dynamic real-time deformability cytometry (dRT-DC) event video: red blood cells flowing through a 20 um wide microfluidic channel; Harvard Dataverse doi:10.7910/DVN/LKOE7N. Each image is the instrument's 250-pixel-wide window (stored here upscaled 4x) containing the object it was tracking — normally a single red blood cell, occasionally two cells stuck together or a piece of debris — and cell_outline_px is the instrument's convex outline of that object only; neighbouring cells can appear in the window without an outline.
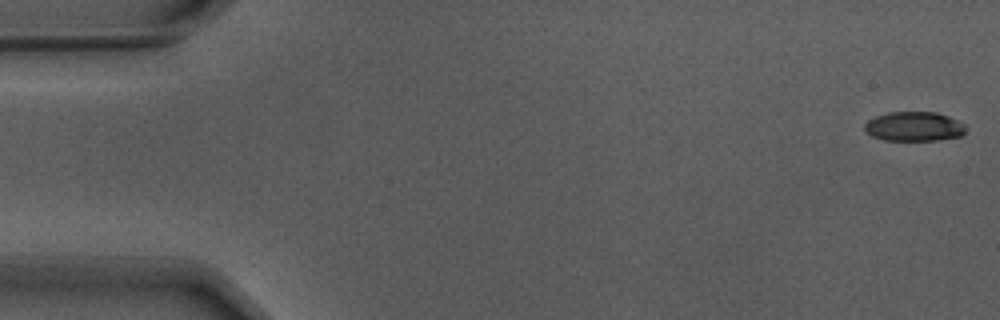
{"species": "Egyptian fruit bat (a non-hibernating species)", "species_latin": "Rousettus aegyptiacus", "temperature_condition": "warm", "stored_images_in_passage": 55, "camera_frame_rate_fps": 3000, "um_per_image_px": 0.085, "animal": {"sex": "male"}, "frame": {"image": 1, "passage_image": 1, "time_ms": 0.0, "image_size_px": [1000, 320], "cell_outline_px": [[968, 128], [960, 136], [936, 140], [884, 140], [872, 136], [864, 128], [864, 124], [868, 120], [876, 116], [888, 112], [936, 112], [948, 116], [964, 124]], "centroid_in_image_um": [77.7, 10.74], "position_along_channel_um": 7.3, "area_um2": 17.28}}
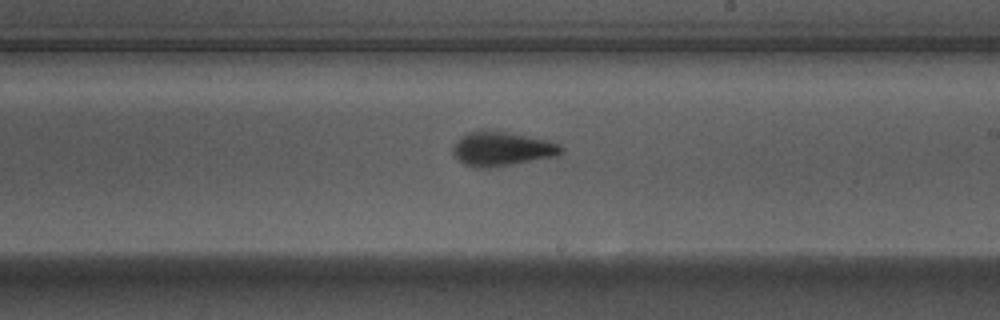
{"frame": {"image": 2, "passage_image": 32, "time_ms": 10.333, "image_size_px": [1000, 320], "cell_outline_px": [[564, 152], [560, 156], [512, 164], [484, 168], [476, 168], [464, 164], [452, 152], [452, 148], [456, 140], [460, 136], [468, 132], [480, 128], [504, 132], [548, 140], [560, 144], [564, 148]], "centroid_in_image_um": [42.67, 12.64], "position_along_channel_um": 246.3, "area_um2": 21.85}}
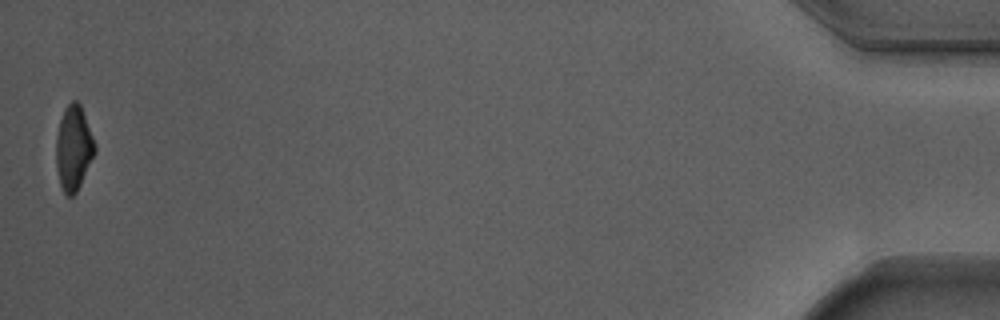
{"frame": {"image": 3, "passage_image": 55, "time_ms": 18.0, "image_size_px": [1000, 320], "cell_outline_px": [[96, 152], [76, 192], [72, 196], [68, 196], [64, 192], [60, 184], [56, 168], [56, 136], [60, 120], [64, 108], [72, 100], [76, 100], [80, 104], [96, 144]], "centroid_in_image_um": [6.25, 12.56], "position_along_channel_um": 428.9, "area_um2": 19.07}, "authors_computed_cell_mechanics": {"area_um2": 20.1144, "velocity_mm_per_s": 3.7093, "shape_relaxation_time_tau1_ms": 4.6984, "shape_relaxation_time_tau2_ms": 1.769, "deformation_change_tau1": 0.2052, "deformation_change_tau2": 0.0976}}